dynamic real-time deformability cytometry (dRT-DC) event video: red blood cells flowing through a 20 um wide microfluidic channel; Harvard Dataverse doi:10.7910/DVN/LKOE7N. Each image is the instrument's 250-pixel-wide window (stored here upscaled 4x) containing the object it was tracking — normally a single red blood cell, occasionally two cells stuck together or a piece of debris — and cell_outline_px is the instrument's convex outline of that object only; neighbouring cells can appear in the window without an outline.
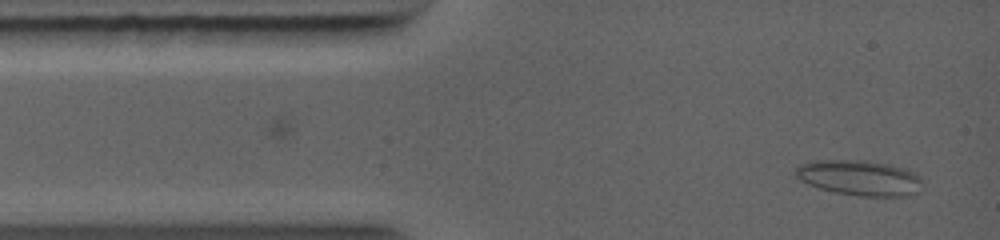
{"species": "common noctule bat (a hibernating species)", "species_latin": "Nyctalus noctula", "temperature_condition": "warm", "stored_images_in_passage": 40, "segment_of_instrument_passage": [1, 2], "camera_frame_rate_fps": 5000, "um_per_image_px": 0.085, "animal": {"sex": "female", "body_mass_g": 19.0, "forearm_length_mm": 56.7}, "frame": {"image": 1, "passage_image": 1, "time_ms": 0.0, "image_size_px": [1000, 240], "cell_outline_px": [[924, 188], [920, 192], [908, 196], [856, 196], [836, 192], [820, 188], [808, 184], [800, 180], [792, 172], [800, 164], [816, 160], [864, 160], [888, 164], [908, 168], [920, 176], [924, 180]], "centroid_in_image_um": [73.14, 15.12], "position_along_channel_um": 11.9, "area_um2": 26.7}}
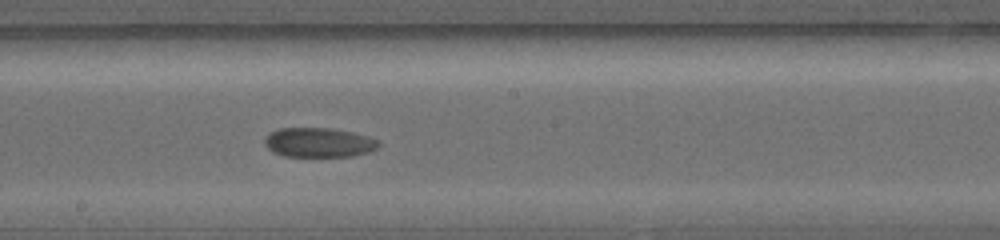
{"frame": {"image": 2, "passage_image": 22, "time_ms": 5.8, "image_size_px": [1000, 240], "cell_outline_px": [[380, 148], [368, 152], [352, 156], [284, 156], [272, 152], [264, 144], [264, 140], [272, 132], [280, 128], [332, 128], [352, 132], [368, 136], [376, 140], [380, 144]], "centroid_in_image_um": [27.12, 12.11], "position_along_channel_um": 221.1, "area_um2": 19.54}}
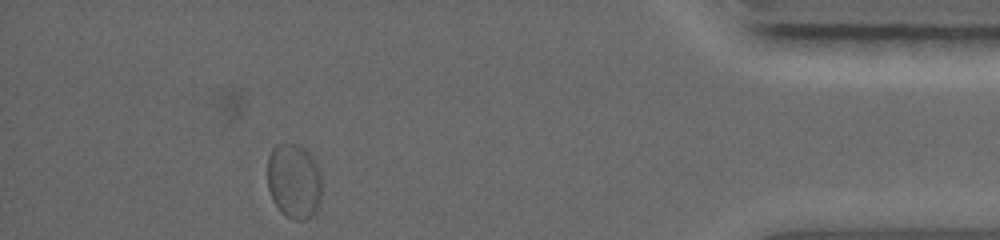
{"frame": {"image": 3, "passage_image": 35, "time_ms": 11.2, "image_size_px": [1000, 240], "cell_outline_px": [[324, 184], [320, 200], [316, 208], [304, 220], [296, 220], [280, 212], [272, 200], [268, 188], [268, 156], [272, 148], [276, 144], [300, 144], [312, 156], [320, 172]], "centroid_in_image_um": [24.99, 15.36], "position_along_channel_um": 410.2, "area_um2": 23.99}}